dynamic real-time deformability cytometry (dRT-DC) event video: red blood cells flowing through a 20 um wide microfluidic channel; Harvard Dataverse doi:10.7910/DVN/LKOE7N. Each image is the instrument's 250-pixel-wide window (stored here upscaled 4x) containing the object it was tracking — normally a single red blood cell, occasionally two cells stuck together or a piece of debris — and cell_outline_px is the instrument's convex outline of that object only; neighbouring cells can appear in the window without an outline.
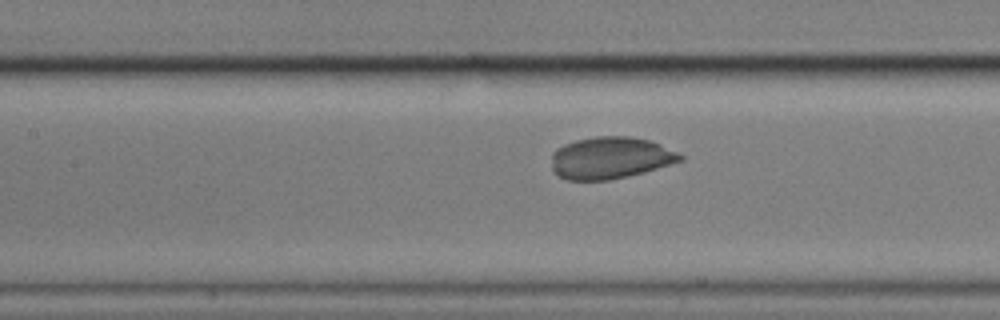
{"species": "common noctule bat (a hibernating species)", "species_latin": "Nyctalus noctula", "temperature_condition": "cold", "stored_images_in_passage": 32, "camera_frame_rate_fps": 3000, "um_per_image_px": 0.085, "animal": {"sex": "male", "body_mass_g": 17.9}, "frame": {"image": 1, "passage_image": 8, "time_ms": 2.333, "image_size_px": [1000, 320], "cell_outline_px": [[684, 160], [644, 172], [628, 176], [608, 180], [568, 180], [552, 172], [552, 152], [556, 148], [564, 144], [576, 140], [596, 136], [628, 136], [648, 140], [660, 144], [684, 156]], "centroid_in_image_um": [51.86, 13.42], "position_along_channel_um": 155.5, "area_um2": 31.44}}
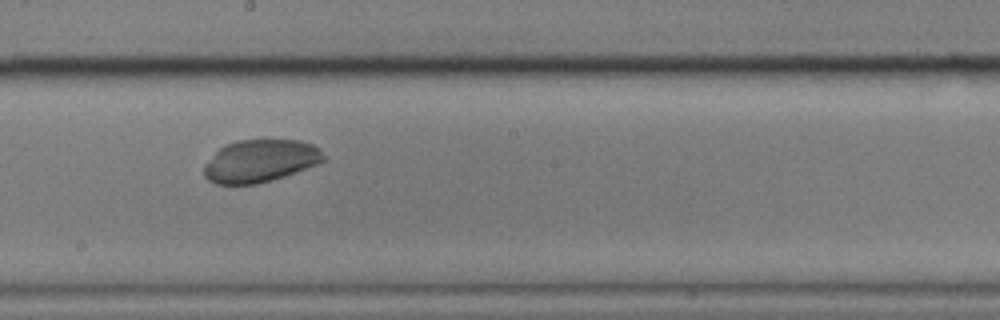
{"frame": {"image": 2, "passage_image": 14, "time_ms": 4.333, "image_size_px": [1000, 320], "cell_outline_px": [[324, 160], [316, 164], [284, 176], [272, 180], [256, 184], [216, 184], [208, 180], [204, 176], [204, 164], [224, 144], [236, 140], [300, 140], [312, 144], [320, 148], [324, 156]], "centroid_in_image_um": [22.09, 13.67], "position_along_channel_um": 226.1, "area_um2": 29.54}}
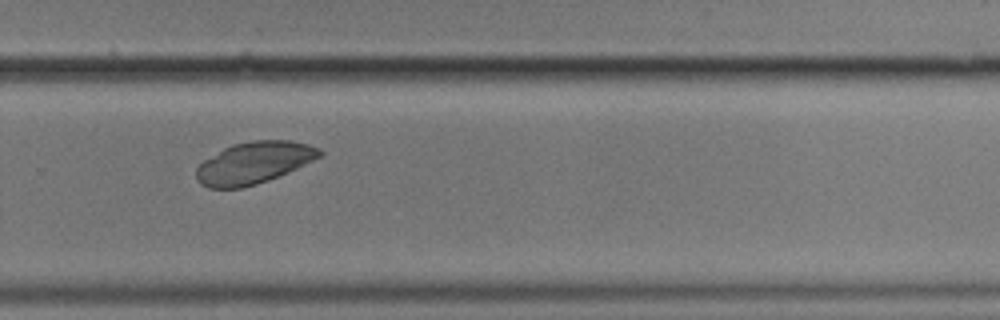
{"frame": {"image": 3, "passage_image": 21, "time_ms": 6.667, "image_size_px": [1000, 320], "cell_outline_px": [[324, 152], [320, 156], [288, 172], [268, 180], [256, 184], [240, 188], [208, 188], [200, 184], [196, 180], [196, 168], [204, 160], [224, 148], [232, 144], [252, 140], [292, 140], [308, 144], [320, 148]], "centroid_in_image_um": [21.56, 13.83], "position_along_channel_um": 308.2, "area_um2": 30.0}}